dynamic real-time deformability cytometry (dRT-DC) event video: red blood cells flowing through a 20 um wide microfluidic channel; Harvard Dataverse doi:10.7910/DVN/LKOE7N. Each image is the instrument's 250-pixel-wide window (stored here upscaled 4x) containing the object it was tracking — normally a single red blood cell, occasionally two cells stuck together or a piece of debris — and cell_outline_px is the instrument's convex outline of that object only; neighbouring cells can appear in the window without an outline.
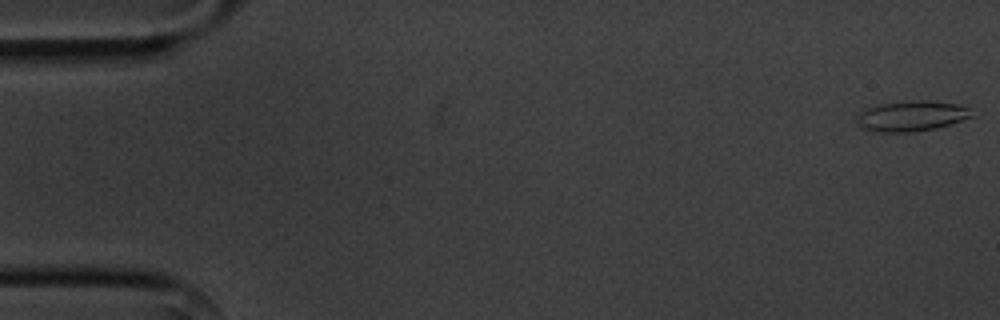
{"species": "common noctule bat (a hibernating species)", "species_latin": "Nyctalus noctula", "temperature_condition": "cold", "stored_images_in_passage": 6, "camera_frame_rate_fps": 3000, "um_per_image_px": 0.085, "animal": {"sex": "male", "body_mass_g": 20.1, "forearm_length_mm": 53.5}, "frame": {"image": 1, "passage_image": 1, "time_ms": 0.0, "image_size_px": [1000, 320], "cell_outline_px": [[972, 116], [936, 128], [912, 132], [876, 132], [860, 128], [860, 112], [864, 108], [880, 104], [912, 100], [928, 100], [960, 104], [968, 108]], "centroid_in_image_um": [77.47, 9.85], "position_along_channel_um": 7.5, "area_um2": 20.11}}
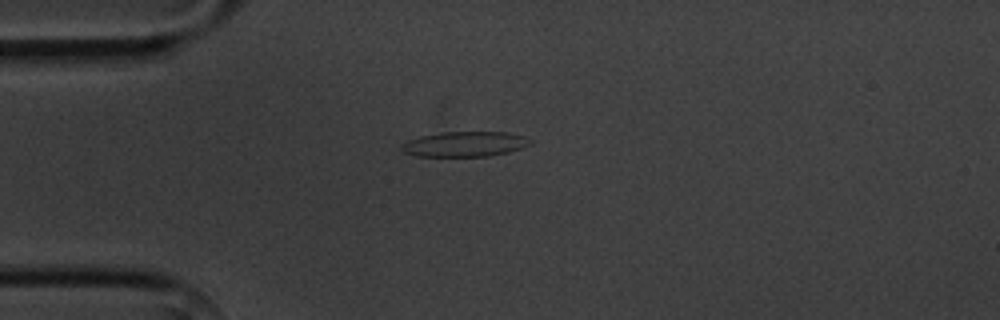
{"frame": {"image": 2, "passage_image": 5, "time_ms": 4.333, "image_size_px": [1000, 320], "cell_outline_px": [[532, 144], [508, 152], [488, 156], [416, 156], [404, 152], [400, 148], [400, 144], [408, 140], [420, 136], [444, 132], [508, 132], [524, 136], [532, 140]], "centroid_in_image_um": [39.5, 12.24], "position_along_channel_um": 45.5, "area_um2": 18.84}}